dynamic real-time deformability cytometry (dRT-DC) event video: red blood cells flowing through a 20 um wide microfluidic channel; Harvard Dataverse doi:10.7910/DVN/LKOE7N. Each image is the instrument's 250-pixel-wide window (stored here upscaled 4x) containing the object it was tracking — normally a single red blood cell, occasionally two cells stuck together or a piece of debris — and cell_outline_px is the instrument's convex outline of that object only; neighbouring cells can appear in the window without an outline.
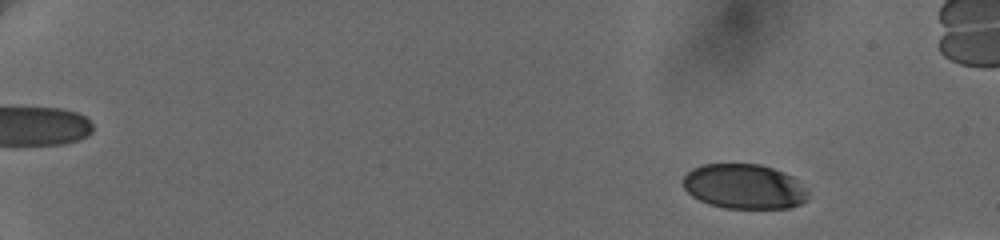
{"species": "human", "species_latin": "Homo sapiens", "temperature_condition": "cold", "stored_images_in_passage": 60, "camera_frame_rate_fps": 3000, "um_per_image_px": 0.085, "donor": {"sex": "female"}, "frame": {"image": 1, "passage_image": 8, "time_ms": 2.333, "image_size_px": [1000, 240], "cell_outline_px": [[808, 200], [800, 204], [788, 208], [724, 208], [708, 204], [692, 196], [684, 188], [684, 176], [692, 168], [704, 164], [760, 164], [784, 172], [792, 176], [808, 192]], "centroid_in_image_um": [63.25, 15.86], "position_along_channel_um": 21.7, "area_um2": 32.6}}
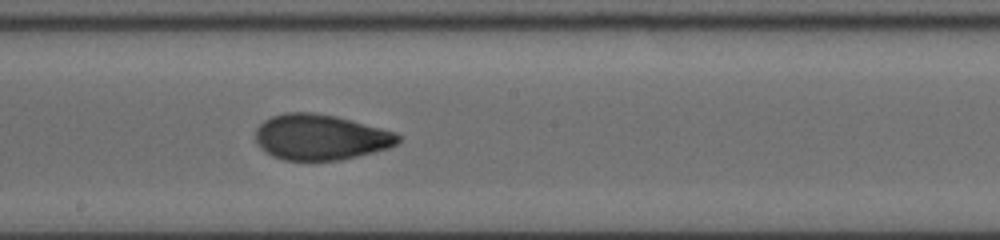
{"frame": {"image": 2, "passage_image": 37, "time_ms": 12.0, "image_size_px": [1000, 240], "cell_outline_px": [[400, 140], [396, 144], [388, 148], [340, 160], [284, 160], [272, 156], [264, 152], [256, 144], [256, 128], [264, 120], [272, 116], [288, 112], [312, 112], [336, 116], [396, 132], [400, 136]], "centroid_in_image_um": [27.21, 11.66], "position_along_channel_um": 221.0, "area_um2": 37.86}}
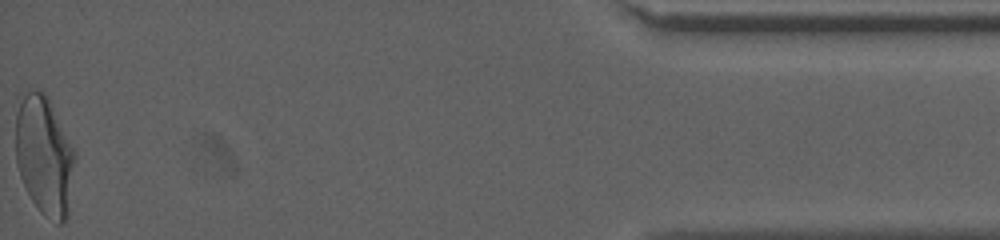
{"frame": {"image": 3, "passage_image": 60, "time_ms": 19.667, "image_size_px": [1000, 240], "cell_outline_px": [[76, 156], [68, 216], [60, 224], [56, 224], [44, 216], [40, 212], [32, 200], [20, 176], [16, 164], [16, 116], [20, 104], [24, 96], [28, 92], [36, 88], [44, 92], [48, 96], [76, 152]], "centroid_in_image_um": [3.8, 13.26], "position_along_channel_um": 431.4, "area_um2": 41.33}, "authors_computed_cell_mechanics": {"area_um2": 37.3099, "velocity_mm_per_s": 3.6584, "shape_relaxation_time_tau1_ms": 6.5328, "shape_relaxation_time_tau2_ms": 1.0905, "deformation_change_tau1": 0.2005, "deformation_change_tau2": 0.0503}}